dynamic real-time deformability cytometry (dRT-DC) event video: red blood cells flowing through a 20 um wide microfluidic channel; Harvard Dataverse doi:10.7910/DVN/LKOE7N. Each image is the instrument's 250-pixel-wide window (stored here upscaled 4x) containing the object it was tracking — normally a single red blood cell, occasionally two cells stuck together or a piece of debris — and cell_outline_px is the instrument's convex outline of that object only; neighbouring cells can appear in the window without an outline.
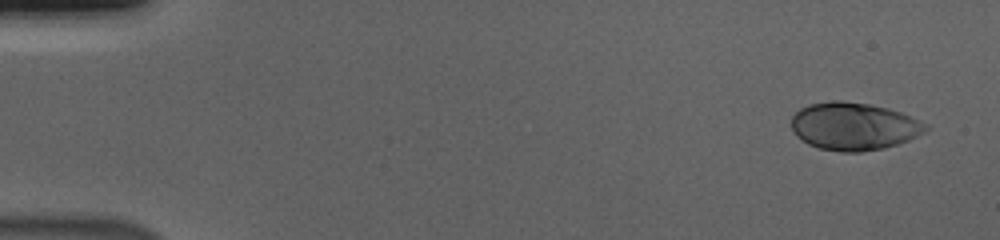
{"species": "human", "species_latin": "Homo sapiens", "temperature_condition": "cold", "stored_images_in_passage": 54, "camera_frame_rate_fps": 3000, "um_per_image_px": 0.085, "donor": {"sex": "male"}, "frame": {"image": 1, "passage_image": 1, "time_ms": 0.0, "image_size_px": [1000, 240], "cell_outline_px": [[928, 128], [924, 132], [908, 140], [884, 148], [860, 152], [840, 152], [820, 148], [808, 144], [800, 140], [792, 132], [792, 116], [800, 108], [808, 104], [832, 100], [840, 100], [868, 104], [888, 108], [900, 112], [928, 124]], "centroid_in_image_um": [72.54, 10.73], "position_along_channel_um": 12.5, "area_um2": 37.4}}
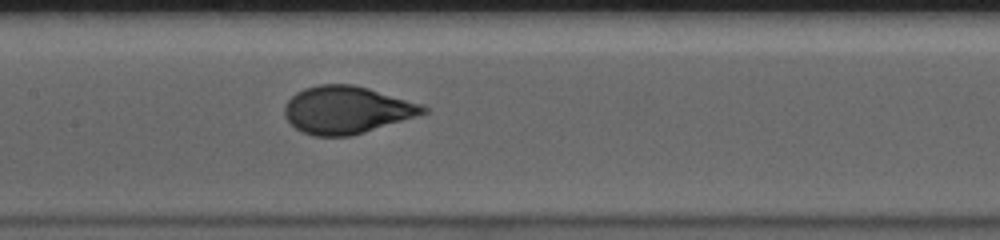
{"frame": {"image": 2, "passage_image": 26, "time_ms": 8.333, "image_size_px": [1000, 240], "cell_outline_px": [[428, 112], [348, 136], [312, 136], [296, 128], [284, 116], [284, 108], [288, 100], [296, 92], [304, 88], [320, 84], [352, 84], [368, 88], [424, 104], [428, 108]], "centroid_in_image_um": [29.45, 9.32], "position_along_channel_um": 178.0, "area_um2": 37.92}}
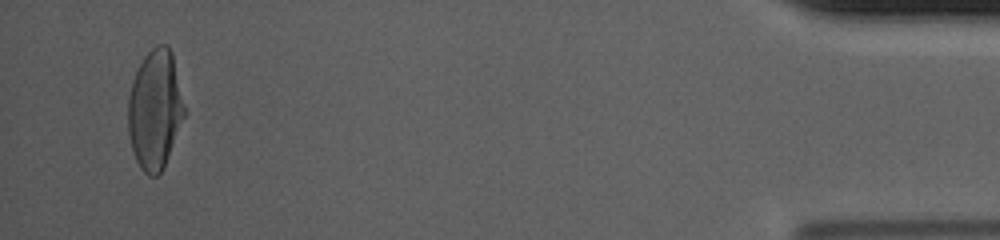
{"frame": {"image": 3, "passage_image": 52, "time_ms": 17.0, "image_size_px": [1000, 240], "cell_outline_px": [[184, 116], [168, 156], [160, 172], [156, 176], [148, 176], [140, 168], [136, 160], [132, 148], [128, 132], [128, 96], [136, 72], [144, 56], [152, 48], [160, 44], [168, 44], [172, 52], [184, 104]], "centroid_in_image_um": [13.16, 9.3], "position_along_channel_um": 422.0, "area_um2": 38.67}, "authors_computed_cell_mechanics": {"area_um2": 38.0324, "velocity_mm_per_s": 3.6919, "shape_relaxation_time_tau1_ms": 4.1258, "shape_relaxation_time_tau2_ms": null, "deformation_change_tau1": 0.2035, "deformation_change_tau2": null}}